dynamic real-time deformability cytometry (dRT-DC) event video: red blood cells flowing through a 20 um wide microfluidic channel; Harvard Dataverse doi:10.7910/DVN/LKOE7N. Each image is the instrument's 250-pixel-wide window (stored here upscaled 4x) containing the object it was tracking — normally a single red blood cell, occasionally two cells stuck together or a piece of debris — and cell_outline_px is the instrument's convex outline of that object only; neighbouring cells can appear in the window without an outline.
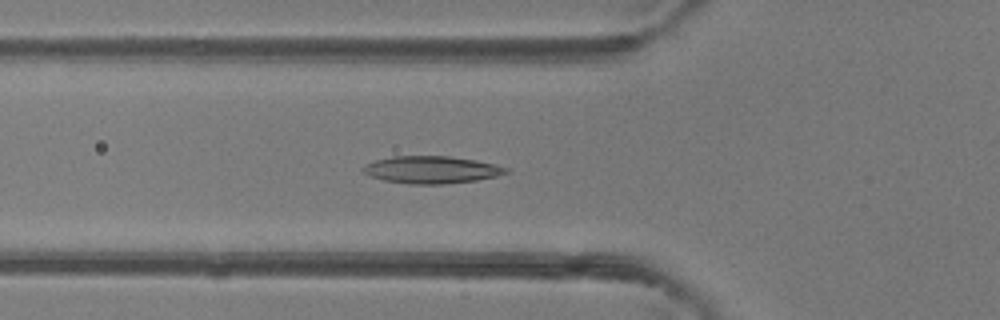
{"species": "common noctule bat (a hibernating species)", "species_latin": "Nyctalus noctula", "temperature_condition": "room temperature", "stored_images_in_passage": 42, "camera_frame_rate_fps": 3000, "um_per_image_px": 0.085, "animal": {"sex": "female"}, "frame": {"image": 1, "passage_image": 12, "time_ms": 3.667, "image_size_px": [1000, 320], "cell_outline_px": [[512, 172], [496, 176], [476, 180], [444, 184], [408, 184], [384, 180], [372, 176], [364, 172], [360, 168], [364, 164], [376, 160], [392, 156], [448, 156], [476, 160], [496, 164], [508, 168]], "centroid_in_image_um": [36.7, 14.42], "position_along_channel_um": 89.1, "area_um2": 22.83}}
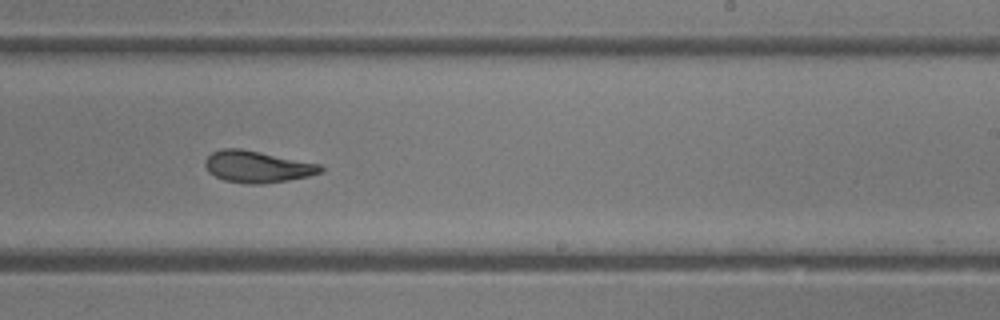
{"frame": {"image": 2, "passage_image": 24, "time_ms": 7.667, "image_size_px": [1000, 320], "cell_outline_px": [[324, 172], [308, 176], [288, 180], [264, 184], [248, 184], [224, 180], [208, 172], [204, 164], [204, 160], [212, 152], [224, 148], [240, 148], [320, 164], [324, 168]], "centroid_in_image_um": [21.86, 14.17], "position_along_channel_um": 267.1, "area_um2": 21.33}}
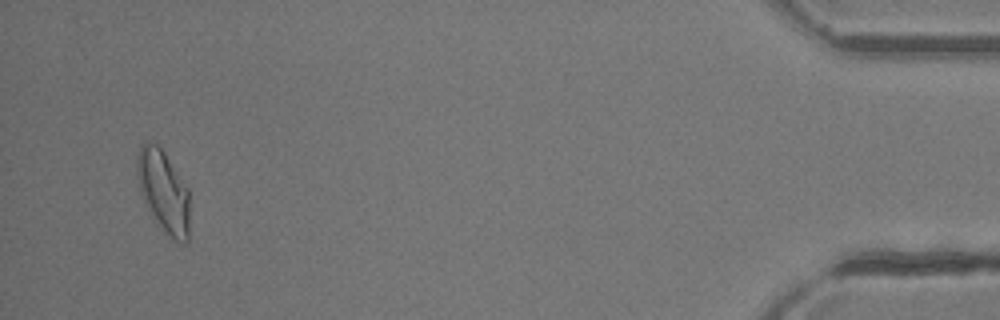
{"frame": {"image": 3, "passage_image": 40, "time_ms": 13.0, "image_size_px": [1000, 320], "cell_outline_px": [[188, 244], [184, 244], [176, 240], [164, 232], [152, 216], [144, 204], [140, 192], [136, 176], [136, 156], [140, 144], [148, 140], [156, 144], [164, 152], [188, 188]], "centroid_in_image_um": [13.85, 16.24], "position_along_channel_um": 421.4, "area_um2": 25.32}, "authors_computed_cell_mechanics": {"area_um2": 22.3397, "velocity_mm_per_s": 4.437, "shape_relaxation_time_tau1_ms": null, "shape_relaxation_time_tau2_ms": 1.9429, "deformation_change_tau1": null, "deformation_change_tau2": 0.0847}}